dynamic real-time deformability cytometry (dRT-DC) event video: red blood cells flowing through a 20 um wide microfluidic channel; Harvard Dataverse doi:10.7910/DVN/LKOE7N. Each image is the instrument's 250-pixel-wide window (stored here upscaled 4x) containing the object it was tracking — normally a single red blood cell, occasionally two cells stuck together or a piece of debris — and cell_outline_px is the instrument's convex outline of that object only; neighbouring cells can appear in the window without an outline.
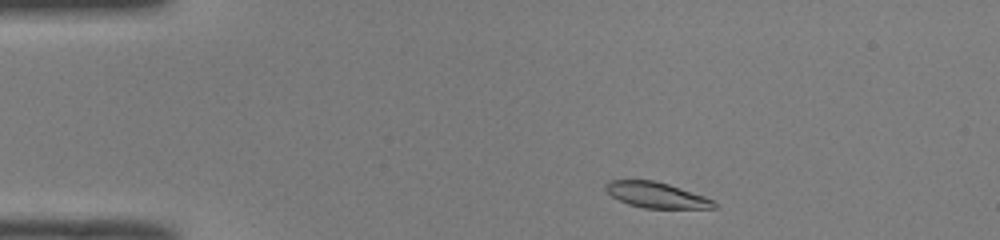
{"species": "common noctule bat (a hibernating species)", "species_latin": "Nyctalus noctula", "temperature_condition": "room temperature", "stored_images_in_passage": 44, "camera_frame_rate_fps": 3000, "um_per_image_px": 0.085, "animal": {"sex": "male", "body_mass_g": 19.0, "forearm_length_mm": 50.8}, "frame": {"image": 1, "passage_image": 2, "time_ms": 0.333, "image_size_px": [1000, 240], "cell_outline_px": [[716, 208], [644, 208], [628, 204], [612, 196], [604, 188], [608, 180], [652, 180], [668, 184], [704, 196], [712, 200], [716, 204]], "centroid_in_image_um": [55.76, 16.57], "position_along_channel_um": 29.2, "area_um2": 15.95}}
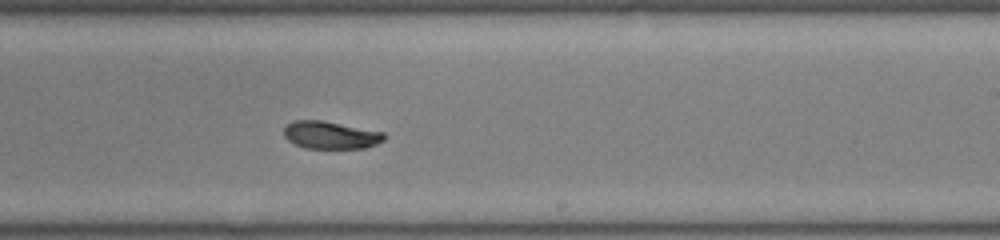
{"frame": {"image": 2, "passage_image": 24, "time_ms": 7.667, "image_size_px": [1000, 240], "cell_outline_px": [[384, 140], [376, 144], [364, 148], [304, 148], [288, 140], [284, 136], [284, 128], [292, 120], [324, 120], [384, 132]], "centroid_in_image_um": [28.09, 11.47], "position_along_channel_um": 260.9, "area_um2": 16.13}}
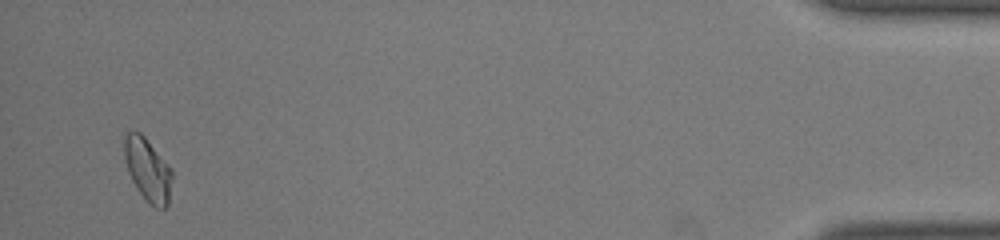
{"frame": {"image": 3, "passage_image": 42, "time_ms": 13.667, "image_size_px": [1000, 240], "cell_outline_px": [[172, 176], [168, 204], [164, 208], [156, 208], [148, 204], [136, 188], [128, 172], [124, 156], [124, 136], [128, 132], [140, 132], [144, 136], [172, 168]], "centroid_in_image_um": [12.56, 14.44], "position_along_channel_um": 422.6, "area_um2": 17.57}, "authors_computed_cell_mechanics": {"area_um2": 16.9354, "velocity_mm_per_s": 3.9956, "shape_relaxation_time_tau1_ms": 4.2522, "shape_relaxation_time_tau2_ms": 2.025, "deformation_change_tau1": 0.1556, "deformation_change_tau2": 0.0395}}